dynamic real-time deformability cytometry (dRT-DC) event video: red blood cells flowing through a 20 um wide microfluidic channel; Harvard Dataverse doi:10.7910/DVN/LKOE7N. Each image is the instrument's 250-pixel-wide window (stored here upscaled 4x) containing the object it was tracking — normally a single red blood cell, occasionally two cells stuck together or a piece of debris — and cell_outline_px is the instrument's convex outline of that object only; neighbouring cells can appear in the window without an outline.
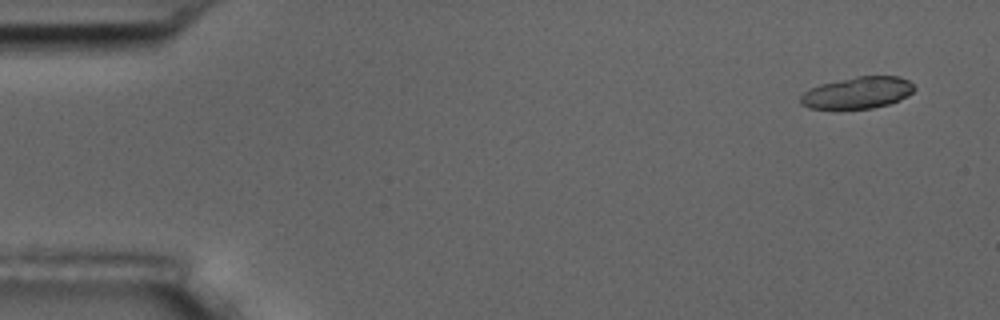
{"species": "common noctule bat (a hibernating species)", "species_latin": "Nyctalus noctula", "temperature_condition": "room temperature", "stored_images_in_passage": 5, "camera_frame_rate_fps": 3000, "um_per_image_px": 0.085, "animal": {"sex": "male", "body_mass_g": 17.5, "forearm_length_mm": 52.3}, "frame": {"image": 1, "passage_image": 2, "time_ms": 1.0, "image_size_px": [1000, 320], "cell_outline_px": [[916, 88], [908, 96], [888, 104], [872, 108], [808, 108], [800, 104], [800, 96], [804, 92], [820, 84], [856, 76], [900, 76], [908, 80]], "centroid_in_image_um": [72.9, 7.87], "position_along_channel_um": 12.1, "area_um2": 20.87}}